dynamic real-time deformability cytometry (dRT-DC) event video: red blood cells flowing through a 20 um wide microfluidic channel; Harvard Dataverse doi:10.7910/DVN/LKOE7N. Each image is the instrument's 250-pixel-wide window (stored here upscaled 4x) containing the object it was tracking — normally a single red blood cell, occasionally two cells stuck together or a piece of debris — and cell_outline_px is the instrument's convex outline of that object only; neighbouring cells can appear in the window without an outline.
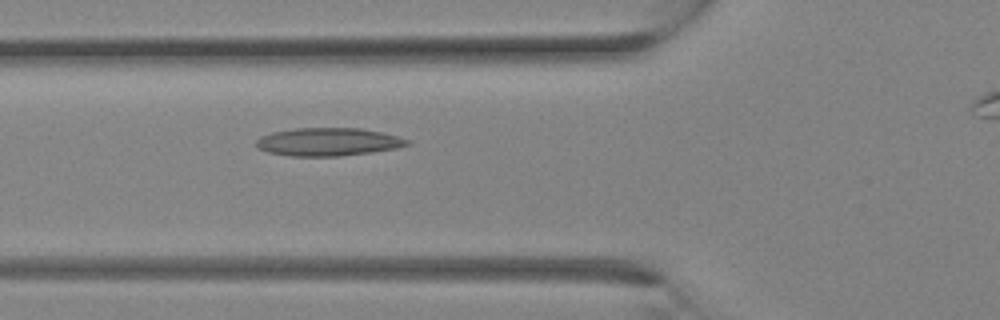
{"species": "Egyptian fruit bat (a non-hibernating species)", "species_latin": "Rousettus aegyptiacus", "temperature_condition": "room temperature", "stored_images_in_passage": 12, "camera_frame_rate_fps": 3000, "um_per_image_px": 0.085, "animal": {"sex": "female"}, "frame": {"image": 1, "passage_image": 12, "time_ms": 3.667, "image_size_px": [1000, 320], "cell_outline_px": [[412, 144], [400, 148], [372, 152], [340, 156], [288, 156], [268, 152], [256, 148], [256, 140], [260, 136], [272, 132], [292, 128], [360, 128], [380, 132], [412, 140]], "centroid_in_image_um": [27.9, 12.06], "position_along_channel_um": 97.9, "area_um2": 24.97}}